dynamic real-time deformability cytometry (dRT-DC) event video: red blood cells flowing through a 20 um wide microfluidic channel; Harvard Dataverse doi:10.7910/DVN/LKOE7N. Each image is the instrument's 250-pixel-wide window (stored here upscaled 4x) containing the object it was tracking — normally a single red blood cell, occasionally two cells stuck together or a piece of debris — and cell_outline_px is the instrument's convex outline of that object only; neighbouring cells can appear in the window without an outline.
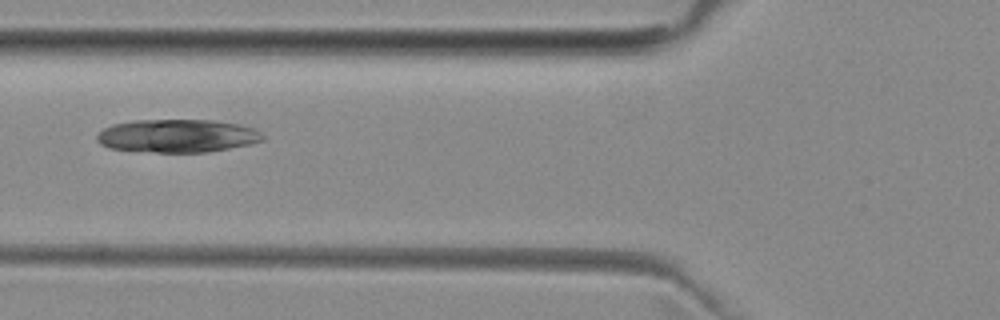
{"species": "common noctule bat (a hibernating species)", "species_latin": "Nyctalus noctula", "temperature_condition": "room temperature", "stored_images_in_passage": 4, "camera_frame_rate_fps": 3000, "um_per_image_px": 0.085, "animal": {"sex": "female", "body_mass_g": 29.2, "forearm_length_mm": 56.3}, "frame": {"image": 1, "passage_image": 3, "time_ms": 2.667, "image_size_px": [1000, 320], "cell_outline_px": [[264, 140], [248, 144], [208, 152], [156, 152], [108, 148], [100, 144], [96, 140], [96, 132], [112, 124], [136, 120], [212, 120], [240, 124], [252, 128], [260, 132], [264, 136]], "centroid_in_image_um": [15.03, 11.54], "position_along_channel_um": 110.8, "area_um2": 32.02}}
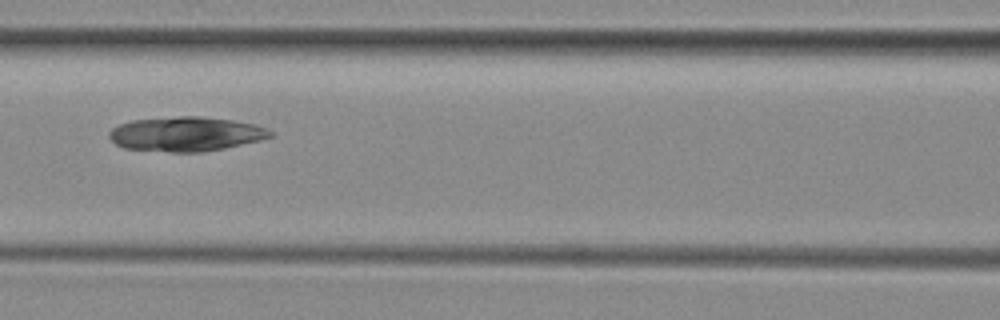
{"frame": {"image": 2, "passage_image": 4, "time_ms": 3.667, "image_size_px": [1000, 320], "cell_outline_px": [[272, 136], [260, 140], [224, 148], [200, 152], [172, 152], [124, 148], [116, 144], [108, 136], [108, 132], [112, 128], [120, 124], [132, 120], [176, 116], [200, 116], [232, 120], [256, 124], [272, 132]], "centroid_in_image_um": [15.78, 11.38], "position_along_channel_um": 150.8, "area_um2": 32.25}}